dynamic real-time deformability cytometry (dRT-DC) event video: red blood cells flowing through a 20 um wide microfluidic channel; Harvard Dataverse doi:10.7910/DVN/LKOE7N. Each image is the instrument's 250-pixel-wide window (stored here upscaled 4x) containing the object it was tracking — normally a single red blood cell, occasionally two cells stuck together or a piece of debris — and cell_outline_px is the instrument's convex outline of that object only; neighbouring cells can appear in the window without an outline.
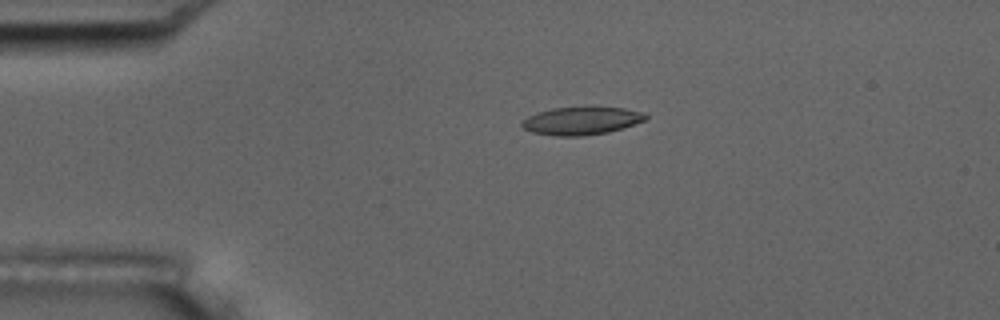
{"species": "common noctule bat (a hibernating species)", "species_latin": "Nyctalus noctula", "temperature_condition": "room temperature", "stored_images_in_passage": 4, "camera_frame_rate_fps": 3000, "um_per_image_px": 0.085, "animal": {"sex": "male", "body_mass_g": 17.5, "forearm_length_mm": 52.3}, "frame": {"image": 1, "passage_image": 3, "time_ms": 0.667, "image_size_px": [1000, 320], "cell_outline_px": [[648, 120], [608, 132], [580, 136], [556, 136], [532, 132], [524, 128], [520, 124], [528, 116], [536, 112], [552, 108], [592, 104], [624, 108], [640, 112], [648, 116]], "centroid_in_image_um": [49.44, 10.22], "position_along_channel_um": 35.6, "area_um2": 20.81}}